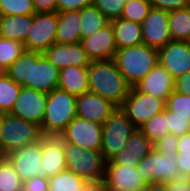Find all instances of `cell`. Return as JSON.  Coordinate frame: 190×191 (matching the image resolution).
<instances>
[{"label": "cell", "mask_w": 190, "mask_h": 191, "mask_svg": "<svg viewBox=\"0 0 190 191\" xmlns=\"http://www.w3.org/2000/svg\"><path fill=\"white\" fill-rule=\"evenodd\" d=\"M23 191H49V178L34 176L23 181Z\"/></svg>", "instance_id": "42"}, {"label": "cell", "mask_w": 190, "mask_h": 191, "mask_svg": "<svg viewBox=\"0 0 190 191\" xmlns=\"http://www.w3.org/2000/svg\"><path fill=\"white\" fill-rule=\"evenodd\" d=\"M166 108L173 117L188 118L190 120V95L174 91L166 101Z\"/></svg>", "instance_id": "36"}, {"label": "cell", "mask_w": 190, "mask_h": 191, "mask_svg": "<svg viewBox=\"0 0 190 191\" xmlns=\"http://www.w3.org/2000/svg\"><path fill=\"white\" fill-rule=\"evenodd\" d=\"M179 137L174 134H167L162 139L153 143V149L159 153L177 154V144Z\"/></svg>", "instance_id": "40"}, {"label": "cell", "mask_w": 190, "mask_h": 191, "mask_svg": "<svg viewBox=\"0 0 190 191\" xmlns=\"http://www.w3.org/2000/svg\"><path fill=\"white\" fill-rule=\"evenodd\" d=\"M91 186L86 179L67 169L49 178V191H87Z\"/></svg>", "instance_id": "27"}, {"label": "cell", "mask_w": 190, "mask_h": 191, "mask_svg": "<svg viewBox=\"0 0 190 191\" xmlns=\"http://www.w3.org/2000/svg\"><path fill=\"white\" fill-rule=\"evenodd\" d=\"M81 44L91 61L113 60L117 45L111 22L89 37L82 39Z\"/></svg>", "instance_id": "17"}, {"label": "cell", "mask_w": 190, "mask_h": 191, "mask_svg": "<svg viewBox=\"0 0 190 191\" xmlns=\"http://www.w3.org/2000/svg\"><path fill=\"white\" fill-rule=\"evenodd\" d=\"M32 15H5L0 16V37L24 43L32 28Z\"/></svg>", "instance_id": "24"}, {"label": "cell", "mask_w": 190, "mask_h": 191, "mask_svg": "<svg viewBox=\"0 0 190 191\" xmlns=\"http://www.w3.org/2000/svg\"><path fill=\"white\" fill-rule=\"evenodd\" d=\"M174 83L175 79L158 62V64L134 87L142 93H147L167 101V98L174 92Z\"/></svg>", "instance_id": "20"}, {"label": "cell", "mask_w": 190, "mask_h": 191, "mask_svg": "<svg viewBox=\"0 0 190 191\" xmlns=\"http://www.w3.org/2000/svg\"><path fill=\"white\" fill-rule=\"evenodd\" d=\"M89 92L98 94L121 107L131 86L118 70L114 60L91 61L87 67Z\"/></svg>", "instance_id": "1"}, {"label": "cell", "mask_w": 190, "mask_h": 191, "mask_svg": "<svg viewBox=\"0 0 190 191\" xmlns=\"http://www.w3.org/2000/svg\"><path fill=\"white\" fill-rule=\"evenodd\" d=\"M21 86L16 84L7 75L0 78V112L9 113L18 98Z\"/></svg>", "instance_id": "33"}, {"label": "cell", "mask_w": 190, "mask_h": 191, "mask_svg": "<svg viewBox=\"0 0 190 191\" xmlns=\"http://www.w3.org/2000/svg\"><path fill=\"white\" fill-rule=\"evenodd\" d=\"M166 116L168 118L169 133L175 136H183L190 132V120L188 118L173 117L172 112L166 108Z\"/></svg>", "instance_id": "39"}, {"label": "cell", "mask_w": 190, "mask_h": 191, "mask_svg": "<svg viewBox=\"0 0 190 191\" xmlns=\"http://www.w3.org/2000/svg\"><path fill=\"white\" fill-rule=\"evenodd\" d=\"M64 153L67 170L86 179L93 186L102 184L106 161L101 151L64 143Z\"/></svg>", "instance_id": "5"}, {"label": "cell", "mask_w": 190, "mask_h": 191, "mask_svg": "<svg viewBox=\"0 0 190 191\" xmlns=\"http://www.w3.org/2000/svg\"><path fill=\"white\" fill-rule=\"evenodd\" d=\"M176 160L177 154L159 153L152 149L136 168L145 184H163L181 177Z\"/></svg>", "instance_id": "7"}, {"label": "cell", "mask_w": 190, "mask_h": 191, "mask_svg": "<svg viewBox=\"0 0 190 191\" xmlns=\"http://www.w3.org/2000/svg\"><path fill=\"white\" fill-rule=\"evenodd\" d=\"M80 10H70L58 13L56 43L72 44L80 40Z\"/></svg>", "instance_id": "25"}, {"label": "cell", "mask_w": 190, "mask_h": 191, "mask_svg": "<svg viewBox=\"0 0 190 191\" xmlns=\"http://www.w3.org/2000/svg\"><path fill=\"white\" fill-rule=\"evenodd\" d=\"M139 130L152 142H156L169 134L166 109L143 124Z\"/></svg>", "instance_id": "32"}, {"label": "cell", "mask_w": 190, "mask_h": 191, "mask_svg": "<svg viewBox=\"0 0 190 191\" xmlns=\"http://www.w3.org/2000/svg\"><path fill=\"white\" fill-rule=\"evenodd\" d=\"M145 185L136 166L105 165L101 186L107 191H139Z\"/></svg>", "instance_id": "15"}, {"label": "cell", "mask_w": 190, "mask_h": 191, "mask_svg": "<svg viewBox=\"0 0 190 191\" xmlns=\"http://www.w3.org/2000/svg\"><path fill=\"white\" fill-rule=\"evenodd\" d=\"M129 120L139 129L154 115L166 109V101L150 94L142 93L135 87L131 90L120 107Z\"/></svg>", "instance_id": "8"}, {"label": "cell", "mask_w": 190, "mask_h": 191, "mask_svg": "<svg viewBox=\"0 0 190 191\" xmlns=\"http://www.w3.org/2000/svg\"><path fill=\"white\" fill-rule=\"evenodd\" d=\"M76 98L59 88L47 93V102L42 125L44 136L59 137L76 117Z\"/></svg>", "instance_id": "3"}, {"label": "cell", "mask_w": 190, "mask_h": 191, "mask_svg": "<svg viewBox=\"0 0 190 191\" xmlns=\"http://www.w3.org/2000/svg\"><path fill=\"white\" fill-rule=\"evenodd\" d=\"M174 91L190 95V71L175 79Z\"/></svg>", "instance_id": "46"}, {"label": "cell", "mask_w": 190, "mask_h": 191, "mask_svg": "<svg viewBox=\"0 0 190 191\" xmlns=\"http://www.w3.org/2000/svg\"><path fill=\"white\" fill-rule=\"evenodd\" d=\"M35 13L32 0H0V16L32 15Z\"/></svg>", "instance_id": "37"}, {"label": "cell", "mask_w": 190, "mask_h": 191, "mask_svg": "<svg viewBox=\"0 0 190 191\" xmlns=\"http://www.w3.org/2000/svg\"><path fill=\"white\" fill-rule=\"evenodd\" d=\"M158 62L176 79L190 71V42L171 40L158 49Z\"/></svg>", "instance_id": "14"}, {"label": "cell", "mask_w": 190, "mask_h": 191, "mask_svg": "<svg viewBox=\"0 0 190 191\" xmlns=\"http://www.w3.org/2000/svg\"><path fill=\"white\" fill-rule=\"evenodd\" d=\"M93 0H57V12L81 10L92 5Z\"/></svg>", "instance_id": "43"}, {"label": "cell", "mask_w": 190, "mask_h": 191, "mask_svg": "<svg viewBox=\"0 0 190 191\" xmlns=\"http://www.w3.org/2000/svg\"><path fill=\"white\" fill-rule=\"evenodd\" d=\"M103 125L75 117L59 136L63 143H72L82 149L101 150Z\"/></svg>", "instance_id": "10"}, {"label": "cell", "mask_w": 190, "mask_h": 191, "mask_svg": "<svg viewBox=\"0 0 190 191\" xmlns=\"http://www.w3.org/2000/svg\"><path fill=\"white\" fill-rule=\"evenodd\" d=\"M59 70L68 66L88 67L91 59L81 42L72 44L53 43L42 53Z\"/></svg>", "instance_id": "19"}, {"label": "cell", "mask_w": 190, "mask_h": 191, "mask_svg": "<svg viewBox=\"0 0 190 191\" xmlns=\"http://www.w3.org/2000/svg\"><path fill=\"white\" fill-rule=\"evenodd\" d=\"M43 138L37 143L12 151L7 157L12 162L17 174L24 181L42 174Z\"/></svg>", "instance_id": "16"}, {"label": "cell", "mask_w": 190, "mask_h": 191, "mask_svg": "<svg viewBox=\"0 0 190 191\" xmlns=\"http://www.w3.org/2000/svg\"><path fill=\"white\" fill-rule=\"evenodd\" d=\"M59 73L60 70L41 52L31 51L30 80L24 87L49 93L58 87Z\"/></svg>", "instance_id": "11"}, {"label": "cell", "mask_w": 190, "mask_h": 191, "mask_svg": "<svg viewBox=\"0 0 190 191\" xmlns=\"http://www.w3.org/2000/svg\"><path fill=\"white\" fill-rule=\"evenodd\" d=\"M143 44L160 49L169 43L172 38L169 31V14L167 11L151 8L141 23Z\"/></svg>", "instance_id": "12"}, {"label": "cell", "mask_w": 190, "mask_h": 191, "mask_svg": "<svg viewBox=\"0 0 190 191\" xmlns=\"http://www.w3.org/2000/svg\"><path fill=\"white\" fill-rule=\"evenodd\" d=\"M92 191H107L104 189L101 185L93 186L92 185Z\"/></svg>", "instance_id": "52"}, {"label": "cell", "mask_w": 190, "mask_h": 191, "mask_svg": "<svg viewBox=\"0 0 190 191\" xmlns=\"http://www.w3.org/2000/svg\"><path fill=\"white\" fill-rule=\"evenodd\" d=\"M113 60L128 84L134 87L158 64V49L143 43L125 47L117 49Z\"/></svg>", "instance_id": "2"}, {"label": "cell", "mask_w": 190, "mask_h": 191, "mask_svg": "<svg viewBox=\"0 0 190 191\" xmlns=\"http://www.w3.org/2000/svg\"><path fill=\"white\" fill-rule=\"evenodd\" d=\"M115 34L117 49L131 47L143 43L141 24L131 22L125 18L110 21Z\"/></svg>", "instance_id": "26"}, {"label": "cell", "mask_w": 190, "mask_h": 191, "mask_svg": "<svg viewBox=\"0 0 190 191\" xmlns=\"http://www.w3.org/2000/svg\"><path fill=\"white\" fill-rule=\"evenodd\" d=\"M36 13L57 12V0H32Z\"/></svg>", "instance_id": "45"}, {"label": "cell", "mask_w": 190, "mask_h": 191, "mask_svg": "<svg viewBox=\"0 0 190 191\" xmlns=\"http://www.w3.org/2000/svg\"><path fill=\"white\" fill-rule=\"evenodd\" d=\"M42 174L51 178L66 170L64 143L60 137H43Z\"/></svg>", "instance_id": "22"}, {"label": "cell", "mask_w": 190, "mask_h": 191, "mask_svg": "<svg viewBox=\"0 0 190 191\" xmlns=\"http://www.w3.org/2000/svg\"><path fill=\"white\" fill-rule=\"evenodd\" d=\"M137 129L125 112L117 107L103 124L100 151L104 160L107 162L115 157Z\"/></svg>", "instance_id": "6"}, {"label": "cell", "mask_w": 190, "mask_h": 191, "mask_svg": "<svg viewBox=\"0 0 190 191\" xmlns=\"http://www.w3.org/2000/svg\"><path fill=\"white\" fill-rule=\"evenodd\" d=\"M152 8L149 0H128L125 2L120 17L141 24Z\"/></svg>", "instance_id": "34"}, {"label": "cell", "mask_w": 190, "mask_h": 191, "mask_svg": "<svg viewBox=\"0 0 190 191\" xmlns=\"http://www.w3.org/2000/svg\"><path fill=\"white\" fill-rule=\"evenodd\" d=\"M126 0H93L92 4L109 20L120 18Z\"/></svg>", "instance_id": "38"}, {"label": "cell", "mask_w": 190, "mask_h": 191, "mask_svg": "<svg viewBox=\"0 0 190 191\" xmlns=\"http://www.w3.org/2000/svg\"><path fill=\"white\" fill-rule=\"evenodd\" d=\"M57 88L75 96L89 92L87 67L68 66L60 69Z\"/></svg>", "instance_id": "23"}, {"label": "cell", "mask_w": 190, "mask_h": 191, "mask_svg": "<svg viewBox=\"0 0 190 191\" xmlns=\"http://www.w3.org/2000/svg\"><path fill=\"white\" fill-rule=\"evenodd\" d=\"M153 8L170 12L190 6V0H149Z\"/></svg>", "instance_id": "41"}, {"label": "cell", "mask_w": 190, "mask_h": 191, "mask_svg": "<svg viewBox=\"0 0 190 191\" xmlns=\"http://www.w3.org/2000/svg\"><path fill=\"white\" fill-rule=\"evenodd\" d=\"M117 106L98 94L86 92L76 98V116L103 125Z\"/></svg>", "instance_id": "18"}, {"label": "cell", "mask_w": 190, "mask_h": 191, "mask_svg": "<svg viewBox=\"0 0 190 191\" xmlns=\"http://www.w3.org/2000/svg\"><path fill=\"white\" fill-rule=\"evenodd\" d=\"M58 27V12L35 13L24 47L27 51L43 53L53 43H56Z\"/></svg>", "instance_id": "9"}, {"label": "cell", "mask_w": 190, "mask_h": 191, "mask_svg": "<svg viewBox=\"0 0 190 191\" xmlns=\"http://www.w3.org/2000/svg\"><path fill=\"white\" fill-rule=\"evenodd\" d=\"M47 102V93L22 87L13 104L11 115L42 125Z\"/></svg>", "instance_id": "13"}, {"label": "cell", "mask_w": 190, "mask_h": 191, "mask_svg": "<svg viewBox=\"0 0 190 191\" xmlns=\"http://www.w3.org/2000/svg\"><path fill=\"white\" fill-rule=\"evenodd\" d=\"M0 191H23V180L7 156H0Z\"/></svg>", "instance_id": "30"}, {"label": "cell", "mask_w": 190, "mask_h": 191, "mask_svg": "<svg viewBox=\"0 0 190 191\" xmlns=\"http://www.w3.org/2000/svg\"><path fill=\"white\" fill-rule=\"evenodd\" d=\"M177 151L190 153V132H187L183 136L179 137Z\"/></svg>", "instance_id": "48"}, {"label": "cell", "mask_w": 190, "mask_h": 191, "mask_svg": "<svg viewBox=\"0 0 190 191\" xmlns=\"http://www.w3.org/2000/svg\"><path fill=\"white\" fill-rule=\"evenodd\" d=\"M7 75V68L0 63V78Z\"/></svg>", "instance_id": "50"}, {"label": "cell", "mask_w": 190, "mask_h": 191, "mask_svg": "<svg viewBox=\"0 0 190 191\" xmlns=\"http://www.w3.org/2000/svg\"><path fill=\"white\" fill-rule=\"evenodd\" d=\"M139 191H163L161 184H146Z\"/></svg>", "instance_id": "49"}, {"label": "cell", "mask_w": 190, "mask_h": 191, "mask_svg": "<svg viewBox=\"0 0 190 191\" xmlns=\"http://www.w3.org/2000/svg\"><path fill=\"white\" fill-rule=\"evenodd\" d=\"M177 167L181 177H190V153H177Z\"/></svg>", "instance_id": "44"}, {"label": "cell", "mask_w": 190, "mask_h": 191, "mask_svg": "<svg viewBox=\"0 0 190 191\" xmlns=\"http://www.w3.org/2000/svg\"><path fill=\"white\" fill-rule=\"evenodd\" d=\"M163 191H185V177H180L161 184Z\"/></svg>", "instance_id": "47"}, {"label": "cell", "mask_w": 190, "mask_h": 191, "mask_svg": "<svg viewBox=\"0 0 190 191\" xmlns=\"http://www.w3.org/2000/svg\"><path fill=\"white\" fill-rule=\"evenodd\" d=\"M80 16V40L89 37L110 22L93 4L81 9Z\"/></svg>", "instance_id": "29"}, {"label": "cell", "mask_w": 190, "mask_h": 191, "mask_svg": "<svg viewBox=\"0 0 190 191\" xmlns=\"http://www.w3.org/2000/svg\"><path fill=\"white\" fill-rule=\"evenodd\" d=\"M185 191H190V178L185 177Z\"/></svg>", "instance_id": "51"}, {"label": "cell", "mask_w": 190, "mask_h": 191, "mask_svg": "<svg viewBox=\"0 0 190 191\" xmlns=\"http://www.w3.org/2000/svg\"><path fill=\"white\" fill-rule=\"evenodd\" d=\"M31 51L25 50L8 68L7 76L24 87L30 80Z\"/></svg>", "instance_id": "31"}, {"label": "cell", "mask_w": 190, "mask_h": 191, "mask_svg": "<svg viewBox=\"0 0 190 191\" xmlns=\"http://www.w3.org/2000/svg\"><path fill=\"white\" fill-rule=\"evenodd\" d=\"M153 149V143L137 129L127 140L124 148L105 165L137 166L139 161Z\"/></svg>", "instance_id": "21"}, {"label": "cell", "mask_w": 190, "mask_h": 191, "mask_svg": "<svg viewBox=\"0 0 190 191\" xmlns=\"http://www.w3.org/2000/svg\"><path fill=\"white\" fill-rule=\"evenodd\" d=\"M44 135L38 124L3 113V127L0 132V156L40 141Z\"/></svg>", "instance_id": "4"}, {"label": "cell", "mask_w": 190, "mask_h": 191, "mask_svg": "<svg viewBox=\"0 0 190 191\" xmlns=\"http://www.w3.org/2000/svg\"><path fill=\"white\" fill-rule=\"evenodd\" d=\"M172 40L190 42V6L168 12Z\"/></svg>", "instance_id": "28"}, {"label": "cell", "mask_w": 190, "mask_h": 191, "mask_svg": "<svg viewBox=\"0 0 190 191\" xmlns=\"http://www.w3.org/2000/svg\"><path fill=\"white\" fill-rule=\"evenodd\" d=\"M3 127V113L0 112V132L2 130Z\"/></svg>", "instance_id": "53"}, {"label": "cell", "mask_w": 190, "mask_h": 191, "mask_svg": "<svg viewBox=\"0 0 190 191\" xmlns=\"http://www.w3.org/2000/svg\"><path fill=\"white\" fill-rule=\"evenodd\" d=\"M24 43L0 37V63L8 68L24 51Z\"/></svg>", "instance_id": "35"}]
</instances>
